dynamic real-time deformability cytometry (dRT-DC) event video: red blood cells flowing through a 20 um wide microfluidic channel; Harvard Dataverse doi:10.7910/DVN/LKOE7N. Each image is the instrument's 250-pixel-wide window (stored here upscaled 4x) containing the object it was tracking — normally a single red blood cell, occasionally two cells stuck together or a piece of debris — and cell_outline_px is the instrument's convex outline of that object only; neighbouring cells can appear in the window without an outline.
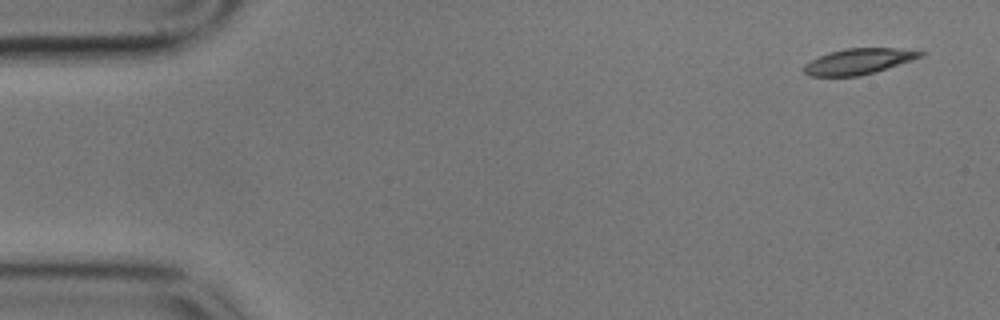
{"species": "common noctule bat (a hibernating species)", "species_latin": "Nyctalus noctula", "temperature_condition": "cold", "stored_images_in_passage": 13, "segment_of_instrument_passage": [1, 2], "camera_frame_rate_fps": 3000, "um_per_image_px": 0.085, "animal": {"sex": "male", "body_mass_g": 17.9}, "frame": {"image": 1, "passage_image": 1, "time_ms": 0.0, "image_size_px": [1000, 320], "cell_outline_px": [[924, 56], [876, 72], [860, 76], [808, 76], [804, 72], [804, 64], [828, 52], [844, 48], [892, 48], [924, 52]], "centroid_in_image_um": [72.96, 5.22], "position_along_channel_um": 12.0, "area_um2": 17.4}}